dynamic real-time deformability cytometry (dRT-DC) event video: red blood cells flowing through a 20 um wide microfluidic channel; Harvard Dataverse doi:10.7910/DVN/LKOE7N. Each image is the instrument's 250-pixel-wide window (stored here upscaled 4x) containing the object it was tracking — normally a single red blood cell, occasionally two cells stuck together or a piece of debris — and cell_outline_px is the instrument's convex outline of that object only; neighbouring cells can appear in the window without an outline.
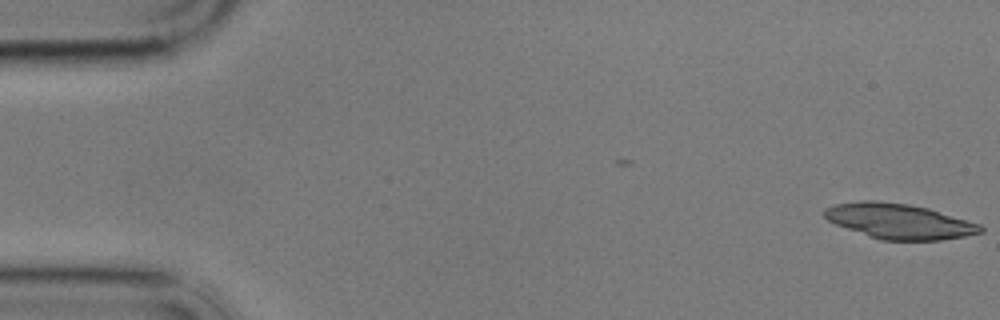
{"species": "common noctule bat (a hibernating species)", "species_latin": "Nyctalus noctula", "temperature_condition": "cold", "stored_images_in_passage": 18, "camera_frame_rate_fps": 3000, "um_per_image_px": 0.085, "animal": {"sex": "male", "body_mass_g": 17.9}, "frame": {"image": 1, "passage_image": 1, "time_ms": 0.0, "image_size_px": [1000, 320], "cell_outline_px": [[984, 232], [964, 236], [940, 240], [880, 240], [868, 236], [836, 224], [828, 220], [824, 216], [824, 208], [836, 204], [860, 200], [880, 200], [908, 204], [928, 208], [980, 224], [984, 228]], "centroid_in_image_um": [76.42, 18.8], "position_along_channel_um": 8.6, "area_um2": 31.96}}